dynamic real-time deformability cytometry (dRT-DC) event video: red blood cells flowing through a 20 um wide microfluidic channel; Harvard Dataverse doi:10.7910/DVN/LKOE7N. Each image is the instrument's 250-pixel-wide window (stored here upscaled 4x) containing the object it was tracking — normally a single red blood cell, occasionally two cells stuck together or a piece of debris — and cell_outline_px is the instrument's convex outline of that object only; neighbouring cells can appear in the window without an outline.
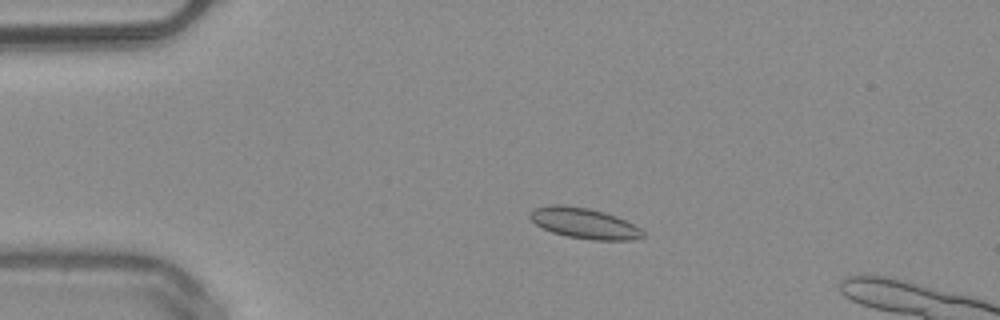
{"species": "common noctule bat (a hibernating species)", "species_latin": "Nyctalus noctula", "temperature_condition": "warm", "stored_images_in_passage": 17, "camera_frame_rate_fps": 3000, "um_per_image_px": 0.085, "animal": {"sex": "male", "body_mass_g": 20.4}, "frame": {"image": 1, "passage_image": 12, "time_ms": 3.667, "image_size_px": [1000, 320], "cell_outline_px": [[644, 236], [632, 240], [592, 240], [568, 236], [552, 232], [536, 224], [528, 216], [528, 212], [536, 208], [548, 204], [564, 204], [588, 208], [604, 212], [616, 216], [640, 228], [644, 232]], "centroid_in_image_um": [49.63, 18.96], "position_along_channel_um": 35.4, "area_um2": 20.11}}